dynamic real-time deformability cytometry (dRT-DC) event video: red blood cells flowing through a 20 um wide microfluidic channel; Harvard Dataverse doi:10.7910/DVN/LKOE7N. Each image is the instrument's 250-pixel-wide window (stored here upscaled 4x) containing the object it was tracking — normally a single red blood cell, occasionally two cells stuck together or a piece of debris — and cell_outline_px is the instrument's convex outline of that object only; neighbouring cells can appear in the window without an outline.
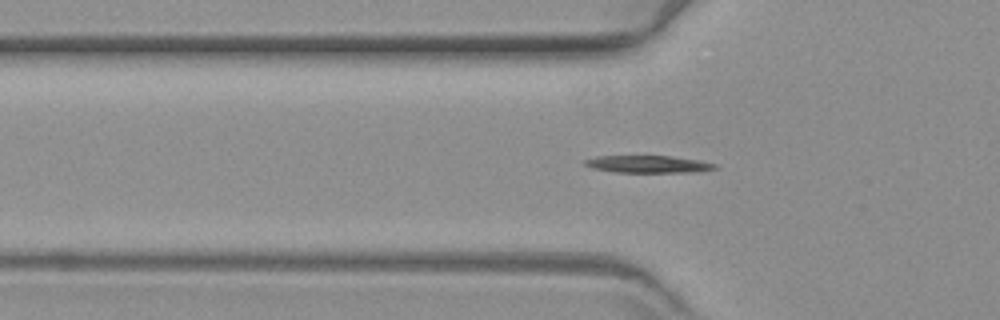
{"species": "common noctule bat (a hibernating species)", "species_latin": "Nyctalus noctula", "temperature_condition": "warm", "stored_images_in_passage": 53, "camera_frame_rate_fps": 3000, "um_per_image_px": 0.085, "animal": {"sex": "female", "body_mass_g": 19.3, "forearm_length_mm": 54.1}, "frame": {"image": 1, "passage_image": 13, "time_ms": 4.0, "image_size_px": [1000, 320], "cell_outline_px": [[716, 168], [696, 172], [616, 172], [592, 168], [584, 164], [584, 160], [596, 156], [672, 156], [700, 160], [716, 164]], "centroid_in_image_um": [55.09, 13.95], "position_along_channel_um": 70.7, "area_um2": 13.01}}
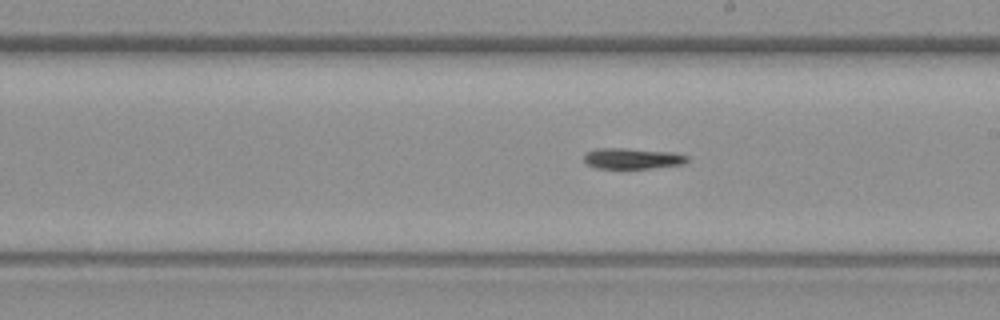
{"frame": {"image": 2, "passage_image": 27, "time_ms": 8.667, "image_size_px": [1000, 320], "cell_outline_px": [[688, 160], [684, 164], [648, 168], [596, 168], [588, 164], [584, 160], [584, 156], [588, 152], [596, 148], [624, 148], [672, 152], [688, 156]], "centroid_in_image_um": [53.75, 13.46], "position_along_channel_um": 235.2, "area_um2": 12.37}}
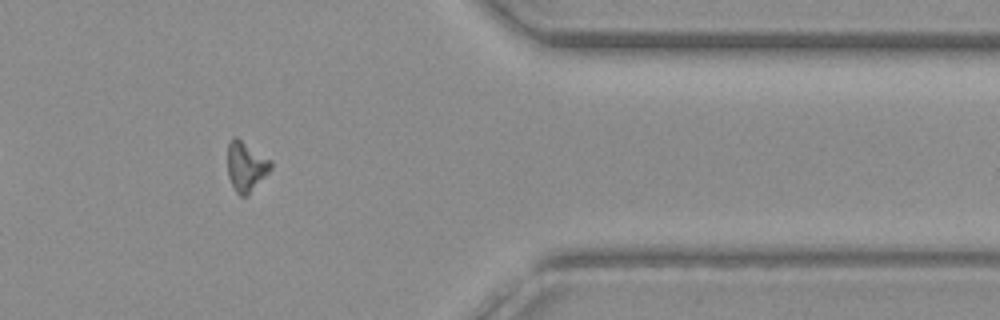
{"frame": {"image": 3, "passage_image": 42, "time_ms": 13.667, "image_size_px": [1000, 320], "cell_outline_px": [[272, 168], [248, 196], [240, 196], [236, 192], [228, 176], [228, 144], [232, 136], [236, 136], [272, 160]], "centroid_in_image_um": [20.92, 14.14], "position_along_channel_um": 390.5, "area_um2": 12.66}}